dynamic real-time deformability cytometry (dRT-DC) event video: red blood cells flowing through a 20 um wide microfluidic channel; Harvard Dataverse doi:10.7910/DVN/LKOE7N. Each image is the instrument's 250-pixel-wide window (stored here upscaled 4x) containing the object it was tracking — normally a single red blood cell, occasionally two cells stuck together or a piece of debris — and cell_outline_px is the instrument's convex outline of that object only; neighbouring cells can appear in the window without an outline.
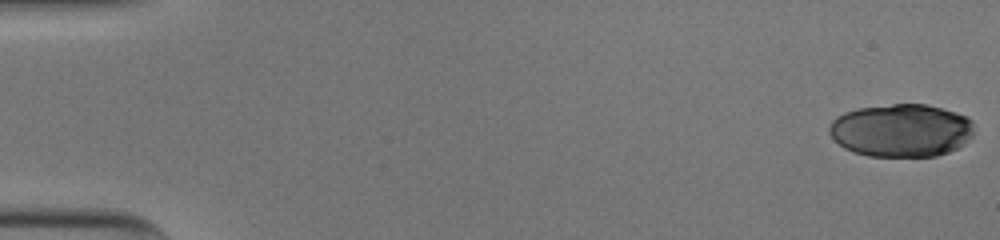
{"species": "human", "species_latin": "Homo sapiens", "temperature_condition": "cold", "stored_images_in_passage": 12, "camera_frame_rate_fps": 3000, "um_per_image_px": 0.085, "donor": {"sex": "male"}, "frame": {"image": 1, "passage_image": 1, "time_ms": 0.0, "image_size_px": [1000, 240], "cell_outline_px": [[976, 124], [972, 136], [956, 148], [948, 152], [936, 156], [868, 156], [852, 152], [844, 148], [828, 132], [828, 128], [832, 120], [836, 116], [844, 112], [856, 108], [892, 104], [924, 104], [956, 112], [968, 116]], "centroid_in_image_um": [76.6, 11.07], "position_along_channel_um": 8.4, "area_um2": 44.97}}